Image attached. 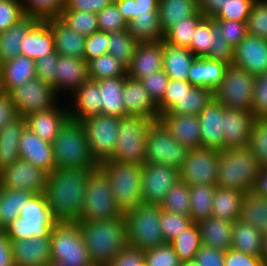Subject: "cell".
Listing matches in <instances>:
<instances>
[{"mask_svg": "<svg viewBox=\"0 0 267 266\" xmlns=\"http://www.w3.org/2000/svg\"><path fill=\"white\" fill-rule=\"evenodd\" d=\"M95 169L56 168L48 174L45 198L56 223H78L90 173Z\"/></svg>", "mask_w": 267, "mask_h": 266, "instance_id": "obj_1", "label": "cell"}, {"mask_svg": "<svg viewBox=\"0 0 267 266\" xmlns=\"http://www.w3.org/2000/svg\"><path fill=\"white\" fill-rule=\"evenodd\" d=\"M94 266H106L127 245L125 217L78 222Z\"/></svg>", "mask_w": 267, "mask_h": 266, "instance_id": "obj_2", "label": "cell"}, {"mask_svg": "<svg viewBox=\"0 0 267 266\" xmlns=\"http://www.w3.org/2000/svg\"><path fill=\"white\" fill-rule=\"evenodd\" d=\"M52 147L56 168L74 167L84 170L99 168V163L90 151L81 121L68 118L61 126Z\"/></svg>", "mask_w": 267, "mask_h": 266, "instance_id": "obj_3", "label": "cell"}, {"mask_svg": "<svg viewBox=\"0 0 267 266\" xmlns=\"http://www.w3.org/2000/svg\"><path fill=\"white\" fill-rule=\"evenodd\" d=\"M261 169L248 146L223 149L219 151L216 186L251 192Z\"/></svg>", "mask_w": 267, "mask_h": 266, "instance_id": "obj_4", "label": "cell"}, {"mask_svg": "<svg viewBox=\"0 0 267 266\" xmlns=\"http://www.w3.org/2000/svg\"><path fill=\"white\" fill-rule=\"evenodd\" d=\"M99 168L110 181L115 203L123 214L143 204V165L107 159L99 163Z\"/></svg>", "mask_w": 267, "mask_h": 266, "instance_id": "obj_5", "label": "cell"}, {"mask_svg": "<svg viewBox=\"0 0 267 266\" xmlns=\"http://www.w3.org/2000/svg\"><path fill=\"white\" fill-rule=\"evenodd\" d=\"M56 222L44 194H34L20 209V216L3 228L10 241L51 236Z\"/></svg>", "mask_w": 267, "mask_h": 266, "instance_id": "obj_6", "label": "cell"}, {"mask_svg": "<svg viewBox=\"0 0 267 266\" xmlns=\"http://www.w3.org/2000/svg\"><path fill=\"white\" fill-rule=\"evenodd\" d=\"M128 245L147 250L166 243L160 224V206L140 204L124 213Z\"/></svg>", "mask_w": 267, "mask_h": 266, "instance_id": "obj_7", "label": "cell"}, {"mask_svg": "<svg viewBox=\"0 0 267 266\" xmlns=\"http://www.w3.org/2000/svg\"><path fill=\"white\" fill-rule=\"evenodd\" d=\"M116 217H124V214L115 203L110 181L105 173L97 168L88 177L85 202L79 222Z\"/></svg>", "mask_w": 267, "mask_h": 266, "instance_id": "obj_8", "label": "cell"}, {"mask_svg": "<svg viewBox=\"0 0 267 266\" xmlns=\"http://www.w3.org/2000/svg\"><path fill=\"white\" fill-rule=\"evenodd\" d=\"M152 122L148 118L140 116L120 118L116 148L110 159L144 165L147 135Z\"/></svg>", "mask_w": 267, "mask_h": 266, "instance_id": "obj_9", "label": "cell"}, {"mask_svg": "<svg viewBox=\"0 0 267 266\" xmlns=\"http://www.w3.org/2000/svg\"><path fill=\"white\" fill-rule=\"evenodd\" d=\"M50 248L51 259L71 266H94L78 223H56Z\"/></svg>", "mask_w": 267, "mask_h": 266, "instance_id": "obj_10", "label": "cell"}, {"mask_svg": "<svg viewBox=\"0 0 267 266\" xmlns=\"http://www.w3.org/2000/svg\"><path fill=\"white\" fill-rule=\"evenodd\" d=\"M254 80L247 70L230 64L214 90V100L227 108L252 112Z\"/></svg>", "mask_w": 267, "mask_h": 266, "instance_id": "obj_11", "label": "cell"}, {"mask_svg": "<svg viewBox=\"0 0 267 266\" xmlns=\"http://www.w3.org/2000/svg\"><path fill=\"white\" fill-rule=\"evenodd\" d=\"M188 152L189 148L175 140L159 120L150 124L145 163L166 165L180 170Z\"/></svg>", "mask_w": 267, "mask_h": 266, "instance_id": "obj_12", "label": "cell"}, {"mask_svg": "<svg viewBox=\"0 0 267 266\" xmlns=\"http://www.w3.org/2000/svg\"><path fill=\"white\" fill-rule=\"evenodd\" d=\"M92 156L98 163L110 159L116 148L120 118L98 114L81 120Z\"/></svg>", "mask_w": 267, "mask_h": 266, "instance_id": "obj_13", "label": "cell"}, {"mask_svg": "<svg viewBox=\"0 0 267 266\" xmlns=\"http://www.w3.org/2000/svg\"><path fill=\"white\" fill-rule=\"evenodd\" d=\"M218 163V150L206 148L189 149L187 157L179 170L180 181L189 186H216Z\"/></svg>", "mask_w": 267, "mask_h": 266, "instance_id": "obj_14", "label": "cell"}, {"mask_svg": "<svg viewBox=\"0 0 267 266\" xmlns=\"http://www.w3.org/2000/svg\"><path fill=\"white\" fill-rule=\"evenodd\" d=\"M10 99L20 117L44 110L57 104V94L52 86L35 78L20 87L11 90Z\"/></svg>", "mask_w": 267, "mask_h": 266, "instance_id": "obj_15", "label": "cell"}, {"mask_svg": "<svg viewBox=\"0 0 267 266\" xmlns=\"http://www.w3.org/2000/svg\"><path fill=\"white\" fill-rule=\"evenodd\" d=\"M180 180L179 170L166 166L145 163L142 173L143 204L160 206L167 192Z\"/></svg>", "mask_w": 267, "mask_h": 266, "instance_id": "obj_16", "label": "cell"}, {"mask_svg": "<svg viewBox=\"0 0 267 266\" xmlns=\"http://www.w3.org/2000/svg\"><path fill=\"white\" fill-rule=\"evenodd\" d=\"M47 178V172L22 159H18L11 166L0 171L2 188L26 190L34 194H44Z\"/></svg>", "mask_w": 267, "mask_h": 266, "instance_id": "obj_17", "label": "cell"}, {"mask_svg": "<svg viewBox=\"0 0 267 266\" xmlns=\"http://www.w3.org/2000/svg\"><path fill=\"white\" fill-rule=\"evenodd\" d=\"M232 64L255 77L267 72V39L248 34L233 49Z\"/></svg>", "mask_w": 267, "mask_h": 266, "instance_id": "obj_18", "label": "cell"}, {"mask_svg": "<svg viewBox=\"0 0 267 266\" xmlns=\"http://www.w3.org/2000/svg\"><path fill=\"white\" fill-rule=\"evenodd\" d=\"M223 149L248 146L253 113L223 106Z\"/></svg>", "mask_w": 267, "mask_h": 266, "instance_id": "obj_19", "label": "cell"}, {"mask_svg": "<svg viewBox=\"0 0 267 266\" xmlns=\"http://www.w3.org/2000/svg\"><path fill=\"white\" fill-rule=\"evenodd\" d=\"M19 154L20 159L31 163L48 174L56 169L52 144L43 141L27 126L19 141Z\"/></svg>", "mask_w": 267, "mask_h": 266, "instance_id": "obj_20", "label": "cell"}, {"mask_svg": "<svg viewBox=\"0 0 267 266\" xmlns=\"http://www.w3.org/2000/svg\"><path fill=\"white\" fill-rule=\"evenodd\" d=\"M51 236L11 241L15 266H46L51 259Z\"/></svg>", "mask_w": 267, "mask_h": 266, "instance_id": "obj_21", "label": "cell"}, {"mask_svg": "<svg viewBox=\"0 0 267 266\" xmlns=\"http://www.w3.org/2000/svg\"><path fill=\"white\" fill-rule=\"evenodd\" d=\"M163 69V40L157 42H140L134 53L132 63L127 68V76L141 80Z\"/></svg>", "mask_w": 267, "mask_h": 266, "instance_id": "obj_22", "label": "cell"}, {"mask_svg": "<svg viewBox=\"0 0 267 266\" xmlns=\"http://www.w3.org/2000/svg\"><path fill=\"white\" fill-rule=\"evenodd\" d=\"M122 100L125 104L126 116H140L151 121H158L157 105L139 80L131 79L128 76L125 78Z\"/></svg>", "mask_w": 267, "mask_h": 266, "instance_id": "obj_23", "label": "cell"}, {"mask_svg": "<svg viewBox=\"0 0 267 266\" xmlns=\"http://www.w3.org/2000/svg\"><path fill=\"white\" fill-rule=\"evenodd\" d=\"M201 148L223 150V105L213 100L198 115Z\"/></svg>", "mask_w": 267, "mask_h": 266, "instance_id": "obj_24", "label": "cell"}, {"mask_svg": "<svg viewBox=\"0 0 267 266\" xmlns=\"http://www.w3.org/2000/svg\"><path fill=\"white\" fill-rule=\"evenodd\" d=\"M158 120L183 146L189 149L201 148V132L197 115L159 114Z\"/></svg>", "mask_w": 267, "mask_h": 266, "instance_id": "obj_25", "label": "cell"}, {"mask_svg": "<svg viewBox=\"0 0 267 266\" xmlns=\"http://www.w3.org/2000/svg\"><path fill=\"white\" fill-rule=\"evenodd\" d=\"M68 118V108L61 109L57 105L48 110L32 113L25 117L27 127L43 141L51 144Z\"/></svg>", "mask_w": 267, "mask_h": 266, "instance_id": "obj_26", "label": "cell"}, {"mask_svg": "<svg viewBox=\"0 0 267 266\" xmlns=\"http://www.w3.org/2000/svg\"><path fill=\"white\" fill-rule=\"evenodd\" d=\"M51 27L55 51L64 57L84 59L86 38L65 25L58 17L46 19Z\"/></svg>", "mask_w": 267, "mask_h": 266, "instance_id": "obj_27", "label": "cell"}, {"mask_svg": "<svg viewBox=\"0 0 267 266\" xmlns=\"http://www.w3.org/2000/svg\"><path fill=\"white\" fill-rule=\"evenodd\" d=\"M72 95L75 101L73 100V109L68 108L69 118L81 121L101 114L102 103L98 81L86 80Z\"/></svg>", "mask_w": 267, "mask_h": 266, "instance_id": "obj_28", "label": "cell"}, {"mask_svg": "<svg viewBox=\"0 0 267 266\" xmlns=\"http://www.w3.org/2000/svg\"><path fill=\"white\" fill-rule=\"evenodd\" d=\"M55 51L54 36L47 20H39L24 36L20 55L36 61Z\"/></svg>", "mask_w": 267, "mask_h": 266, "instance_id": "obj_29", "label": "cell"}, {"mask_svg": "<svg viewBox=\"0 0 267 266\" xmlns=\"http://www.w3.org/2000/svg\"><path fill=\"white\" fill-rule=\"evenodd\" d=\"M228 64L209 59L196 57L190 67L188 81L192 86L206 87L211 90L221 83Z\"/></svg>", "mask_w": 267, "mask_h": 266, "instance_id": "obj_30", "label": "cell"}, {"mask_svg": "<svg viewBox=\"0 0 267 266\" xmlns=\"http://www.w3.org/2000/svg\"><path fill=\"white\" fill-rule=\"evenodd\" d=\"M88 79L87 62L84 59L59 55L56 72V94L62 91L61 89L69 90L72 94Z\"/></svg>", "mask_w": 267, "mask_h": 266, "instance_id": "obj_31", "label": "cell"}, {"mask_svg": "<svg viewBox=\"0 0 267 266\" xmlns=\"http://www.w3.org/2000/svg\"><path fill=\"white\" fill-rule=\"evenodd\" d=\"M40 19L24 15L13 26L0 33V61L11 60L21 53L24 36Z\"/></svg>", "mask_w": 267, "mask_h": 266, "instance_id": "obj_32", "label": "cell"}, {"mask_svg": "<svg viewBox=\"0 0 267 266\" xmlns=\"http://www.w3.org/2000/svg\"><path fill=\"white\" fill-rule=\"evenodd\" d=\"M35 61L26 56L17 57L2 63L3 91L9 93L36 78Z\"/></svg>", "mask_w": 267, "mask_h": 266, "instance_id": "obj_33", "label": "cell"}, {"mask_svg": "<svg viewBox=\"0 0 267 266\" xmlns=\"http://www.w3.org/2000/svg\"><path fill=\"white\" fill-rule=\"evenodd\" d=\"M197 224L200 230L202 245L224 252L231 249L233 222L211 216Z\"/></svg>", "mask_w": 267, "mask_h": 266, "instance_id": "obj_34", "label": "cell"}, {"mask_svg": "<svg viewBox=\"0 0 267 266\" xmlns=\"http://www.w3.org/2000/svg\"><path fill=\"white\" fill-rule=\"evenodd\" d=\"M27 126L26 119L18 116L0 131V171L20 159L19 141Z\"/></svg>", "mask_w": 267, "mask_h": 266, "instance_id": "obj_35", "label": "cell"}, {"mask_svg": "<svg viewBox=\"0 0 267 266\" xmlns=\"http://www.w3.org/2000/svg\"><path fill=\"white\" fill-rule=\"evenodd\" d=\"M244 195L242 191L216 186L211 216L229 222L240 219Z\"/></svg>", "mask_w": 267, "mask_h": 266, "instance_id": "obj_36", "label": "cell"}, {"mask_svg": "<svg viewBox=\"0 0 267 266\" xmlns=\"http://www.w3.org/2000/svg\"><path fill=\"white\" fill-rule=\"evenodd\" d=\"M195 58L187 47H175L163 41V70L170 79L188 80Z\"/></svg>", "mask_w": 267, "mask_h": 266, "instance_id": "obj_37", "label": "cell"}, {"mask_svg": "<svg viewBox=\"0 0 267 266\" xmlns=\"http://www.w3.org/2000/svg\"><path fill=\"white\" fill-rule=\"evenodd\" d=\"M126 77L105 78L99 80L101 114L126 117L125 104L122 100L124 80Z\"/></svg>", "mask_w": 267, "mask_h": 266, "instance_id": "obj_38", "label": "cell"}, {"mask_svg": "<svg viewBox=\"0 0 267 266\" xmlns=\"http://www.w3.org/2000/svg\"><path fill=\"white\" fill-rule=\"evenodd\" d=\"M263 247V234L251 224L237 219L233 222L231 248L244 254L260 256Z\"/></svg>", "mask_w": 267, "mask_h": 266, "instance_id": "obj_39", "label": "cell"}, {"mask_svg": "<svg viewBox=\"0 0 267 266\" xmlns=\"http://www.w3.org/2000/svg\"><path fill=\"white\" fill-rule=\"evenodd\" d=\"M159 22L163 33L179 20L198 12V0H159Z\"/></svg>", "mask_w": 267, "mask_h": 266, "instance_id": "obj_40", "label": "cell"}, {"mask_svg": "<svg viewBox=\"0 0 267 266\" xmlns=\"http://www.w3.org/2000/svg\"><path fill=\"white\" fill-rule=\"evenodd\" d=\"M214 100V91L206 87H194L176 101L165 113L178 115H199Z\"/></svg>", "mask_w": 267, "mask_h": 266, "instance_id": "obj_41", "label": "cell"}, {"mask_svg": "<svg viewBox=\"0 0 267 266\" xmlns=\"http://www.w3.org/2000/svg\"><path fill=\"white\" fill-rule=\"evenodd\" d=\"M130 35L140 42L164 40V33L159 22V12H147L128 23Z\"/></svg>", "mask_w": 267, "mask_h": 266, "instance_id": "obj_42", "label": "cell"}, {"mask_svg": "<svg viewBox=\"0 0 267 266\" xmlns=\"http://www.w3.org/2000/svg\"><path fill=\"white\" fill-rule=\"evenodd\" d=\"M240 219L251 224L261 234L267 233V199L252 191L245 193Z\"/></svg>", "mask_w": 267, "mask_h": 266, "instance_id": "obj_43", "label": "cell"}, {"mask_svg": "<svg viewBox=\"0 0 267 266\" xmlns=\"http://www.w3.org/2000/svg\"><path fill=\"white\" fill-rule=\"evenodd\" d=\"M34 195L31 191L13 190L1 187L0 198V226L4 228L16 217L20 216V209Z\"/></svg>", "mask_w": 267, "mask_h": 266, "instance_id": "obj_44", "label": "cell"}, {"mask_svg": "<svg viewBox=\"0 0 267 266\" xmlns=\"http://www.w3.org/2000/svg\"><path fill=\"white\" fill-rule=\"evenodd\" d=\"M215 187L211 185H191L190 188V218L198 223L211 217L212 202Z\"/></svg>", "mask_w": 267, "mask_h": 266, "instance_id": "obj_45", "label": "cell"}, {"mask_svg": "<svg viewBox=\"0 0 267 266\" xmlns=\"http://www.w3.org/2000/svg\"><path fill=\"white\" fill-rule=\"evenodd\" d=\"M139 42L134 39L129 30L108 33V53L114 56L126 68H128Z\"/></svg>", "mask_w": 267, "mask_h": 266, "instance_id": "obj_46", "label": "cell"}, {"mask_svg": "<svg viewBox=\"0 0 267 266\" xmlns=\"http://www.w3.org/2000/svg\"><path fill=\"white\" fill-rule=\"evenodd\" d=\"M87 69L88 77L91 80L127 77V68L109 53L89 60Z\"/></svg>", "mask_w": 267, "mask_h": 266, "instance_id": "obj_47", "label": "cell"}, {"mask_svg": "<svg viewBox=\"0 0 267 266\" xmlns=\"http://www.w3.org/2000/svg\"><path fill=\"white\" fill-rule=\"evenodd\" d=\"M170 244L178 255L180 262L193 260L202 246L198 224L193 222L178 237L173 239Z\"/></svg>", "mask_w": 267, "mask_h": 266, "instance_id": "obj_48", "label": "cell"}, {"mask_svg": "<svg viewBox=\"0 0 267 266\" xmlns=\"http://www.w3.org/2000/svg\"><path fill=\"white\" fill-rule=\"evenodd\" d=\"M204 18L198 11L192 17L179 20L164 33V42L175 47H189L197 24Z\"/></svg>", "mask_w": 267, "mask_h": 266, "instance_id": "obj_49", "label": "cell"}, {"mask_svg": "<svg viewBox=\"0 0 267 266\" xmlns=\"http://www.w3.org/2000/svg\"><path fill=\"white\" fill-rule=\"evenodd\" d=\"M58 18L70 29L85 37L99 31L96 13L62 9Z\"/></svg>", "mask_w": 267, "mask_h": 266, "instance_id": "obj_50", "label": "cell"}, {"mask_svg": "<svg viewBox=\"0 0 267 266\" xmlns=\"http://www.w3.org/2000/svg\"><path fill=\"white\" fill-rule=\"evenodd\" d=\"M161 209L175 214L190 217V188L183 181H178L167 192Z\"/></svg>", "mask_w": 267, "mask_h": 266, "instance_id": "obj_51", "label": "cell"}, {"mask_svg": "<svg viewBox=\"0 0 267 266\" xmlns=\"http://www.w3.org/2000/svg\"><path fill=\"white\" fill-rule=\"evenodd\" d=\"M249 149L262 169L267 168V118H253Z\"/></svg>", "mask_w": 267, "mask_h": 266, "instance_id": "obj_52", "label": "cell"}, {"mask_svg": "<svg viewBox=\"0 0 267 266\" xmlns=\"http://www.w3.org/2000/svg\"><path fill=\"white\" fill-rule=\"evenodd\" d=\"M213 42L212 17H204L197 24L188 49L195 55V57H206Z\"/></svg>", "mask_w": 267, "mask_h": 266, "instance_id": "obj_53", "label": "cell"}, {"mask_svg": "<svg viewBox=\"0 0 267 266\" xmlns=\"http://www.w3.org/2000/svg\"><path fill=\"white\" fill-rule=\"evenodd\" d=\"M25 15L46 20L59 17L65 6V0H21Z\"/></svg>", "mask_w": 267, "mask_h": 266, "instance_id": "obj_54", "label": "cell"}, {"mask_svg": "<svg viewBox=\"0 0 267 266\" xmlns=\"http://www.w3.org/2000/svg\"><path fill=\"white\" fill-rule=\"evenodd\" d=\"M190 217L167 212L160 207V224L166 243H170L192 224Z\"/></svg>", "mask_w": 267, "mask_h": 266, "instance_id": "obj_55", "label": "cell"}, {"mask_svg": "<svg viewBox=\"0 0 267 266\" xmlns=\"http://www.w3.org/2000/svg\"><path fill=\"white\" fill-rule=\"evenodd\" d=\"M249 35L267 39V0H256L247 20Z\"/></svg>", "mask_w": 267, "mask_h": 266, "instance_id": "obj_56", "label": "cell"}, {"mask_svg": "<svg viewBox=\"0 0 267 266\" xmlns=\"http://www.w3.org/2000/svg\"><path fill=\"white\" fill-rule=\"evenodd\" d=\"M99 31L107 33L128 29V22L113 2L97 13Z\"/></svg>", "mask_w": 267, "mask_h": 266, "instance_id": "obj_57", "label": "cell"}, {"mask_svg": "<svg viewBox=\"0 0 267 266\" xmlns=\"http://www.w3.org/2000/svg\"><path fill=\"white\" fill-rule=\"evenodd\" d=\"M114 3L128 23L147 12H159V0H114Z\"/></svg>", "mask_w": 267, "mask_h": 266, "instance_id": "obj_58", "label": "cell"}, {"mask_svg": "<svg viewBox=\"0 0 267 266\" xmlns=\"http://www.w3.org/2000/svg\"><path fill=\"white\" fill-rule=\"evenodd\" d=\"M147 266H179L180 260L170 243L144 250Z\"/></svg>", "mask_w": 267, "mask_h": 266, "instance_id": "obj_59", "label": "cell"}, {"mask_svg": "<svg viewBox=\"0 0 267 266\" xmlns=\"http://www.w3.org/2000/svg\"><path fill=\"white\" fill-rule=\"evenodd\" d=\"M256 0H239L222 7L212 18L214 20H229L247 22L253 3Z\"/></svg>", "mask_w": 267, "mask_h": 266, "instance_id": "obj_60", "label": "cell"}, {"mask_svg": "<svg viewBox=\"0 0 267 266\" xmlns=\"http://www.w3.org/2000/svg\"><path fill=\"white\" fill-rule=\"evenodd\" d=\"M194 87L188 80L170 79L162 100L157 104L159 114L165 113L176 101H179L187 93V90H192Z\"/></svg>", "mask_w": 267, "mask_h": 266, "instance_id": "obj_61", "label": "cell"}, {"mask_svg": "<svg viewBox=\"0 0 267 266\" xmlns=\"http://www.w3.org/2000/svg\"><path fill=\"white\" fill-rule=\"evenodd\" d=\"M59 54L54 51L35 61L36 78L52 86L56 92V72Z\"/></svg>", "mask_w": 267, "mask_h": 266, "instance_id": "obj_62", "label": "cell"}, {"mask_svg": "<svg viewBox=\"0 0 267 266\" xmlns=\"http://www.w3.org/2000/svg\"><path fill=\"white\" fill-rule=\"evenodd\" d=\"M247 22L214 20V24L219 28V33L226 42L235 48L247 35Z\"/></svg>", "mask_w": 267, "mask_h": 266, "instance_id": "obj_63", "label": "cell"}, {"mask_svg": "<svg viewBox=\"0 0 267 266\" xmlns=\"http://www.w3.org/2000/svg\"><path fill=\"white\" fill-rule=\"evenodd\" d=\"M212 35H214V42L210 46V51L206 58L224 62L228 65L233 63V47L230 46L224 37L219 33V28L214 24L212 18Z\"/></svg>", "mask_w": 267, "mask_h": 266, "instance_id": "obj_64", "label": "cell"}, {"mask_svg": "<svg viewBox=\"0 0 267 266\" xmlns=\"http://www.w3.org/2000/svg\"><path fill=\"white\" fill-rule=\"evenodd\" d=\"M252 113L254 118H267V72L255 77Z\"/></svg>", "mask_w": 267, "mask_h": 266, "instance_id": "obj_65", "label": "cell"}, {"mask_svg": "<svg viewBox=\"0 0 267 266\" xmlns=\"http://www.w3.org/2000/svg\"><path fill=\"white\" fill-rule=\"evenodd\" d=\"M170 81L166 72L162 69L142 78L140 82L148 92L150 98L157 105L163 97L165 89Z\"/></svg>", "mask_w": 267, "mask_h": 266, "instance_id": "obj_66", "label": "cell"}, {"mask_svg": "<svg viewBox=\"0 0 267 266\" xmlns=\"http://www.w3.org/2000/svg\"><path fill=\"white\" fill-rule=\"evenodd\" d=\"M21 0H0V33L24 16Z\"/></svg>", "mask_w": 267, "mask_h": 266, "instance_id": "obj_67", "label": "cell"}, {"mask_svg": "<svg viewBox=\"0 0 267 266\" xmlns=\"http://www.w3.org/2000/svg\"><path fill=\"white\" fill-rule=\"evenodd\" d=\"M108 33L104 31L94 32L85 41L84 60L88 62L108 53Z\"/></svg>", "mask_w": 267, "mask_h": 266, "instance_id": "obj_68", "label": "cell"}, {"mask_svg": "<svg viewBox=\"0 0 267 266\" xmlns=\"http://www.w3.org/2000/svg\"><path fill=\"white\" fill-rule=\"evenodd\" d=\"M144 263V250L127 245L106 266H142Z\"/></svg>", "mask_w": 267, "mask_h": 266, "instance_id": "obj_69", "label": "cell"}, {"mask_svg": "<svg viewBox=\"0 0 267 266\" xmlns=\"http://www.w3.org/2000/svg\"><path fill=\"white\" fill-rule=\"evenodd\" d=\"M194 260L199 266H225V252L202 245Z\"/></svg>", "mask_w": 267, "mask_h": 266, "instance_id": "obj_70", "label": "cell"}, {"mask_svg": "<svg viewBox=\"0 0 267 266\" xmlns=\"http://www.w3.org/2000/svg\"><path fill=\"white\" fill-rule=\"evenodd\" d=\"M113 2L114 0H65V6L63 9L97 14Z\"/></svg>", "mask_w": 267, "mask_h": 266, "instance_id": "obj_71", "label": "cell"}, {"mask_svg": "<svg viewBox=\"0 0 267 266\" xmlns=\"http://www.w3.org/2000/svg\"><path fill=\"white\" fill-rule=\"evenodd\" d=\"M225 266H263L260 256L244 254L230 249L225 252Z\"/></svg>", "mask_w": 267, "mask_h": 266, "instance_id": "obj_72", "label": "cell"}, {"mask_svg": "<svg viewBox=\"0 0 267 266\" xmlns=\"http://www.w3.org/2000/svg\"><path fill=\"white\" fill-rule=\"evenodd\" d=\"M18 117L8 93L0 94V131Z\"/></svg>", "mask_w": 267, "mask_h": 266, "instance_id": "obj_73", "label": "cell"}, {"mask_svg": "<svg viewBox=\"0 0 267 266\" xmlns=\"http://www.w3.org/2000/svg\"><path fill=\"white\" fill-rule=\"evenodd\" d=\"M239 0H198V11L204 17H213L224 5Z\"/></svg>", "mask_w": 267, "mask_h": 266, "instance_id": "obj_74", "label": "cell"}, {"mask_svg": "<svg viewBox=\"0 0 267 266\" xmlns=\"http://www.w3.org/2000/svg\"><path fill=\"white\" fill-rule=\"evenodd\" d=\"M0 266H15L11 241L4 233L0 235Z\"/></svg>", "mask_w": 267, "mask_h": 266, "instance_id": "obj_75", "label": "cell"}, {"mask_svg": "<svg viewBox=\"0 0 267 266\" xmlns=\"http://www.w3.org/2000/svg\"><path fill=\"white\" fill-rule=\"evenodd\" d=\"M252 192L267 199V168L260 170Z\"/></svg>", "mask_w": 267, "mask_h": 266, "instance_id": "obj_76", "label": "cell"}, {"mask_svg": "<svg viewBox=\"0 0 267 266\" xmlns=\"http://www.w3.org/2000/svg\"><path fill=\"white\" fill-rule=\"evenodd\" d=\"M263 266H267V233L263 235V247L261 257Z\"/></svg>", "mask_w": 267, "mask_h": 266, "instance_id": "obj_77", "label": "cell"}, {"mask_svg": "<svg viewBox=\"0 0 267 266\" xmlns=\"http://www.w3.org/2000/svg\"><path fill=\"white\" fill-rule=\"evenodd\" d=\"M46 266H71V265H67V263L55 260V259H50L48 261V263L46 264Z\"/></svg>", "mask_w": 267, "mask_h": 266, "instance_id": "obj_78", "label": "cell"}, {"mask_svg": "<svg viewBox=\"0 0 267 266\" xmlns=\"http://www.w3.org/2000/svg\"><path fill=\"white\" fill-rule=\"evenodd\" d=\"M179 266H199V265L193 259V260H188V261L180 262V265Z\"/></svg>", "mask_w": 267, "mask_h": 266, "instance_id": "obj_79", "label": "cell"}, {"mask_svg": "<svg viewBox=\"0 0 267 266\" xmlns=\"http://www.w3.org/2000/svg\"><path fill=\"white\" fill-rule=\"evenodd\" d=\"M3 91V85H2V62L0 61V94H2Z\"/></svg>", "mask_w": 267, "mask_h": 266, "instance_id": "obj_80", "label": "cell"}]
</instances>
